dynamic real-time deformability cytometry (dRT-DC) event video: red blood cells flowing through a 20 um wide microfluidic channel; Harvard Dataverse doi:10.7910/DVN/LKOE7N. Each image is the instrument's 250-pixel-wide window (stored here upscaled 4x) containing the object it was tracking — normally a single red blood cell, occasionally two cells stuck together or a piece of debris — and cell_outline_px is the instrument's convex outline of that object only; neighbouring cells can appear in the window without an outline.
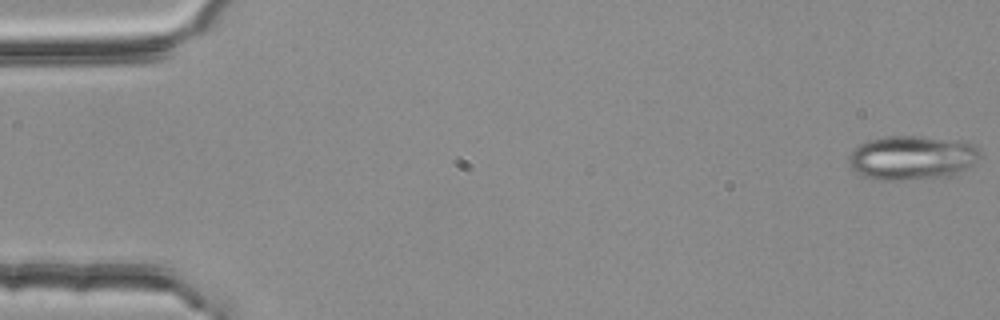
{"species": "common noctule bat (a hibernating species)", "species_latin": "Nyctalus noctula", "temperature_condition": "room temperature", "stored_images_in_passage": 5, "camera_frame_rate_fps": 3000, "um_per_image_px": 0.085, "animal": {"sex": "female", "body_mass_g": 25.1}, "frame": {"image": 1, "passage_image": 1, "time_ms": 0.0, "image_size_px": [1000, 320], "cell_outline_px": [[980, 156], [968, 168], [952, 176], [900, 180], [876, 180], [864, 176], [856, 172], [848, 164], [848, 156], [860, 144], [868, 140], [888, 136], [920, 136], [964, 140], [980, 148]], "centroid_in_image_um": [77.54, 13.4], "position_along_channel_um": 7.5, "area_um2": 34.1}}